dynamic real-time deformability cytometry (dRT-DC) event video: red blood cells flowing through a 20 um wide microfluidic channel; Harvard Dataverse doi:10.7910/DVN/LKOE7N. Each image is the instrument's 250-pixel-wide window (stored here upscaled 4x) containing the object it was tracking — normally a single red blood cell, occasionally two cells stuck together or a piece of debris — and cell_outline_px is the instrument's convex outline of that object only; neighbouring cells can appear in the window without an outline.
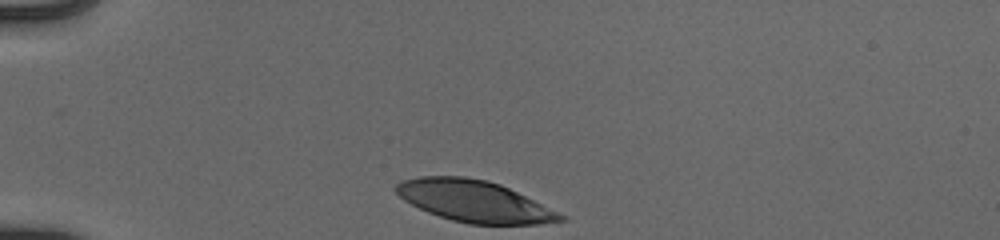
{"species": "human", "species_latin": "Homo sapiens", "temperature_condition": "cold", "stored_images_in_passage": 32, "camera_frame_rate_fps": 3000, "um_per_image_px": 0.085, "donor": {"sex": "male"}, "frame": {"image": 1, "passage_image": 1, "time_ms": 0.0, "image_size_px": [1000, 240], "cell_outline_px": [[568, 220], [540, 224], [468, 224], [452, 220], [428, 212], [404, 200], [392, 188], [400, 180], [420, 176], [464, 176], [488, 180], [500, 184], [568, 216]], "centroid_in_image_um": [40.32, 17.09], "position_along_channel_um": 44.7, "area_um2": 39.88}}
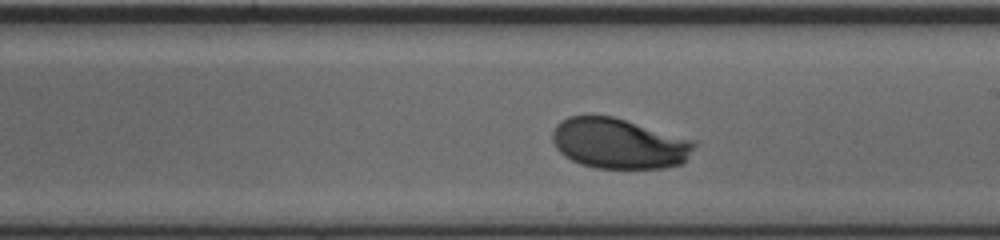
{"frame": {"image": 2, "passage_image": 19, "time_ms": 6.0, "image_size_px": [1000, 240], "cell_outline_px": [[696, 144], [684, 164], [664, 168], [596, 168], [580, 164], [564, 156], [556, 148], [552, 140], [552, 132], [556, 124], [560, 120], [568, 116], [612, 116], [696, 140]], "centroid_in_image_um": [52.62, 12.2], "position_along_channel_um": 236.4, "area_um2": 41.91}}
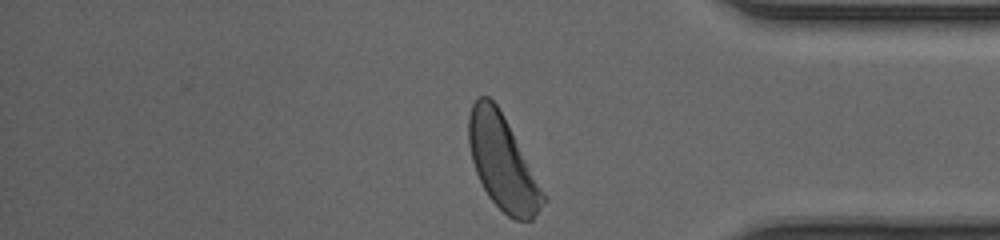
{"frame": {"image": 3, "passage_image": 32, "time_ms": 10.333, "image_size_px": [1000, 240], "cell_outline_px": [[548, 200], [532, 220], [516, 220], [508, 216], [488, 196], [476, 172], [472, 160], [468, 144], [468, 116], [472, 104], [476, 96], [488, 96], [496, 104], [544, 192]], "centroid_in_image_um": [42.69, 13.83], "position_along_channel_um": 392.5, "area_um2": 40.06}, "authors_computed_cell_mechanics": {"area_um2": 41.8761, "velocity_mm_per_s": 3.898, "shape_relaxation_time_tau1_ms": 2.4982, "shape_relaxation_time_tau2_ms": null, "deformation_change_tau1": 0.1625, "deformation_change_tau2": null}}